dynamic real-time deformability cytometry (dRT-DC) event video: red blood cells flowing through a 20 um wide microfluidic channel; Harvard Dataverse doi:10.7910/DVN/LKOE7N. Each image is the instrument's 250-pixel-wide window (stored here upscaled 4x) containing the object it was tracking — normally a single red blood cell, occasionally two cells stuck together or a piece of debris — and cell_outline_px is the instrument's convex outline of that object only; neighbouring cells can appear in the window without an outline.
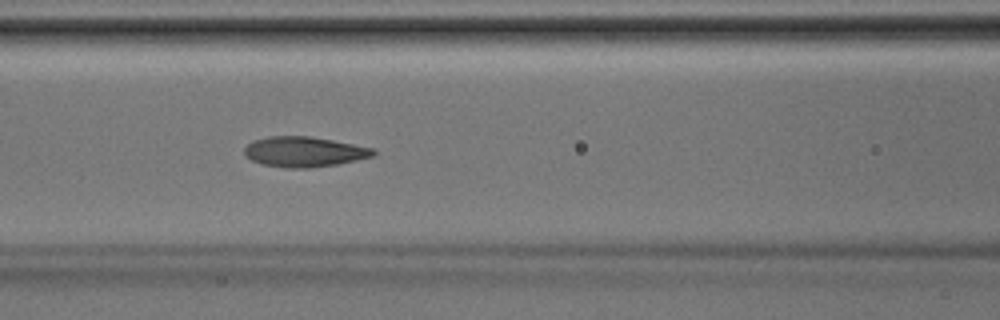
{"species": "Egyptian fruit bat (a non-hibernating species)", "species_latin": "Rousettus aegyptiacus", "temperature_condition": "room temperature", "stored_images_in_passage": 40, "camera_frame_rate_fps": 3000, "um_per_image_px": 0.085, "animal": {"sex": "male"}, "frame": {"image": 1, "passage_image": 17, "time_ms": 5.333, "image_size_px": [1000, 320], "cell_outline_px": [[376, 152], [372, 156], [356, 160], [336, 164], [308, 168], [288, 168], [264, 164], [252, 160], [244, 156], [244, 148], [252, 140], [268, 136], [308, 136], [332, 140], [376, 148]], "centroid_in_image_um": [25.84, 12.89], "position_along_channel_um": 140.8, "area_um2": 22.66}}
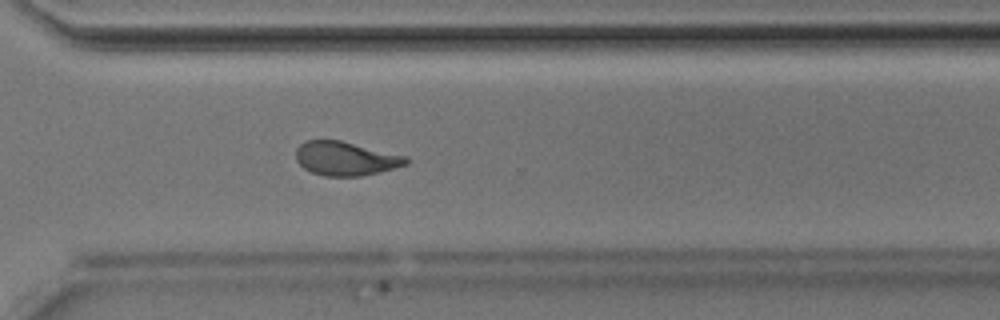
{"frame": {"image": 2, "passage_image": 29, "time_ms": 9.333, "image_size_px": [1000, 320], "cell_outline_px": [[408, 164], [360, 176], [324, 176], [312, 172], [304, 168], [296, 160], [296, 148], [304, 140], [340, 140], [408, 156]], "centroid_in_image_um": [29.36, 13.46], "position_along_channel_um": 341.2, "area_um2": 21.68}}
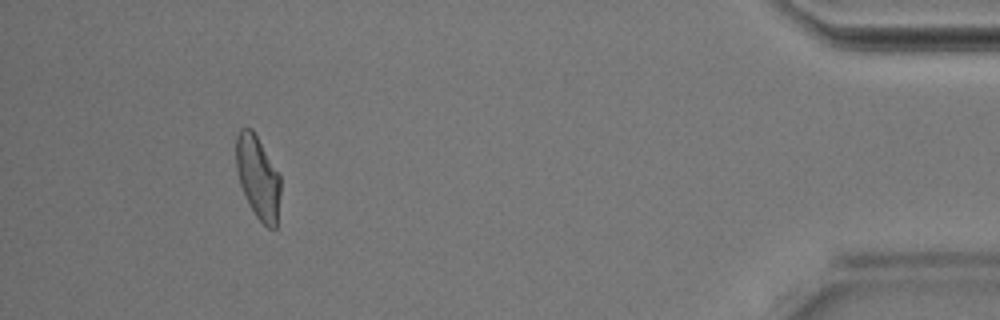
{"frame": {"image": 3, "passage_image": 37, "time_ms": 12.0, "image_size_px": [1000, 320], "cell_outline_px": [[280, 192], [276, 228], [268, 228], [256, 216], [244, 196], [240, 184], [236, 168], [236, 136], [240, 128], [252, 128], [280, 176]], "centroid_in_image_um": [21.91, 15.07], "position_along_channel_um": 413.3, "area_um2": 21.27}}